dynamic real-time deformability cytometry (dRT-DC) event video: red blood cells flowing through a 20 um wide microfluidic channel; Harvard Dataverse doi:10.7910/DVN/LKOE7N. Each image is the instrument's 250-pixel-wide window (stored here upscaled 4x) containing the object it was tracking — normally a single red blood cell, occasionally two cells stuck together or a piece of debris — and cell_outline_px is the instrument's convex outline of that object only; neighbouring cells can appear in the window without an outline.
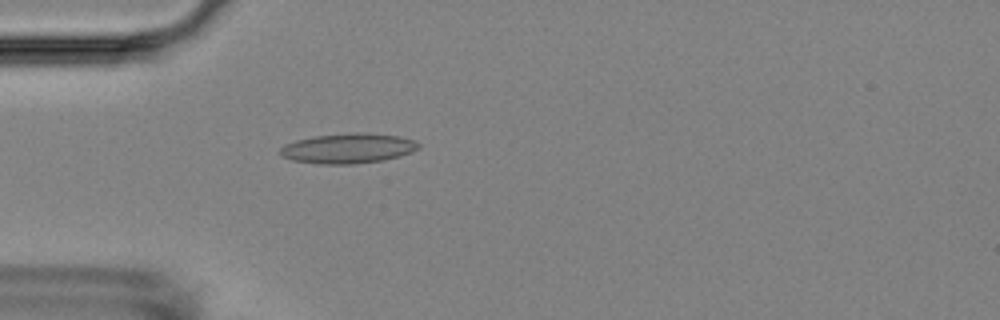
{"species": "Egyptian fruit bat (a non-hibernating species)", "species_latin": "Rousettus aegyptiacus", "temperature_condition": "room temperature", "stored_images_in_passage": 55, "camera_frame_rate_fps": 3000, "um_per_image_px": 0.085, "animal": {"sex": "female"}, "frame": {"image": 1, "passage_image": 16, "time_ms": 5.0, "image_size_px": [1000, 320], "cell_outline_px": [[420, 148], [412, 152], [400, 156], [384, 160], [352, 164], [320, 164], [292, 160], [280, 156], [280, 148], [284, 144], [296, 140], [316, 136], [356, 132], [368, 132], [396, 136], [412, 140], [420, 144]], "centroid_in_image_um": [29.57, 12.61], "position_along_channel_um": 55.4, "area_um2": 24.22}}
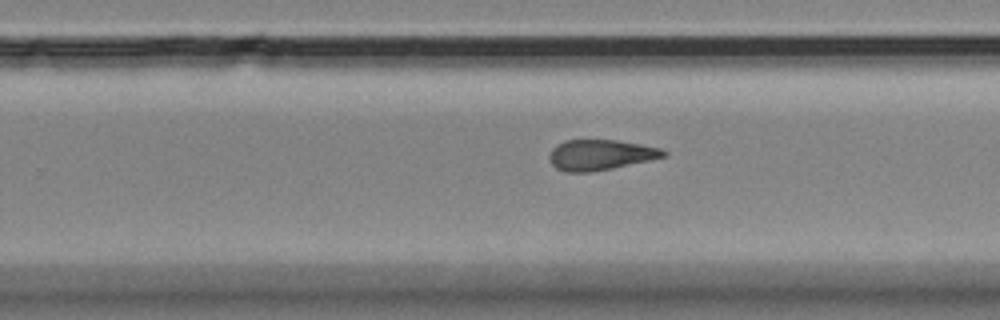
{"frame": {"image": 2, "passage_image": 35, "time_ms": 11.333, "image_size_px": [1000, 320], "cell_outline_px": [[668, 152], [664, 156], [648, 160], [612, 168], [592, 172], [564, 172], [556, 168], [548, 160], [548, 156], [552, 148], [556, 144], [564, 140], [616, 140], [640, 144], [660, 148]], "centroid_in_image_um": [50.96, 13.16], "position_along_channel_um": 278.8, "area_um2": 20.23}}
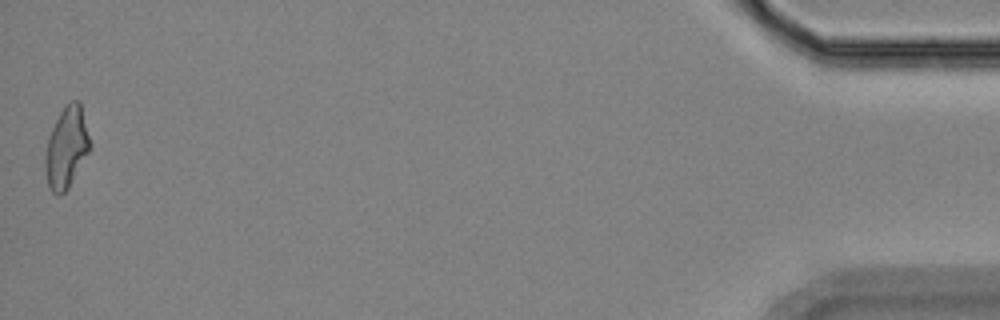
{"frame": {"image": 3, "passage_image": 55, "time_ms": 18.0, "image_size_px": [1000, 320], "cell_outline_px": [[92, 148], [68, 188], [60, 196], [56, 196], [48, 188], [44, 168], [44, 156], [48, 136], [64, 104], [72, 100], [80, 100], [92, 144]], "centroid_in_image_um": [5.66, 12.54], "position_along_channel_um": 429.5, "area_um2": 21.79}, "authors_computed_cell_mechanics": {"area_um2": 21.097, "velocity_mm_per_s": 3.6092, "shape_relaxation_time_tau1_ms": null, "shape_relaxation_time_tau2_ms": 4.1649, "deformation_change_tau1": null, "deformation_change_tau2": 0.1422}}